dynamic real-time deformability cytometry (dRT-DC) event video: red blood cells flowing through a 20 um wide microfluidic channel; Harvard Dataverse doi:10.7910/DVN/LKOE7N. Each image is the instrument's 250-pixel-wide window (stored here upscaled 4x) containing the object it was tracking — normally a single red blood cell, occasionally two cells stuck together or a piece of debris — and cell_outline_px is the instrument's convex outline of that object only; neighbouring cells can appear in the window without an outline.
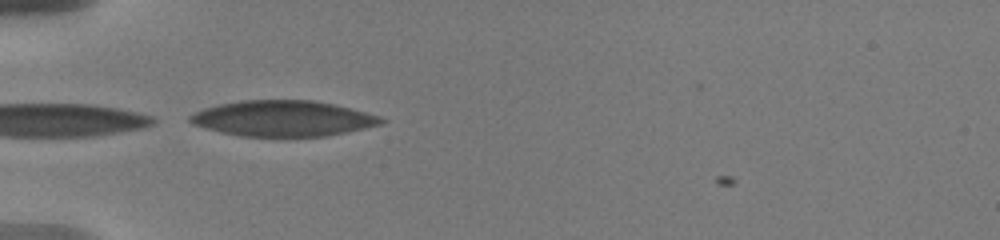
{"species": "human", "species_latin": "Homo sapiens", "temperature_condition": "warm", "stored_images_in_passage": 6, "camera_frame_rate_fps": 3000, "um_per_image_px": 0.085, "donor": {"sex": "male"}, "frame": {"image": 1, "passage_image": 1, "time_ms": 0.0, "image_size_px": [1000, 240], "cell_outline_px": [[384, 120], [380, 124], [364, 128], [328, 136], [284, 140], [240, 136], [220, 132], [204, 128], [192, 124], [188, 120], [188, 116], [204, 108], [220, 104], [240, 100], [312, 100], [332, 104], [380, 116]], "centroid_in_image_um": [23.99, 10.12], "position_along_channel_um": 61.0, "area_um2": 40.75}}